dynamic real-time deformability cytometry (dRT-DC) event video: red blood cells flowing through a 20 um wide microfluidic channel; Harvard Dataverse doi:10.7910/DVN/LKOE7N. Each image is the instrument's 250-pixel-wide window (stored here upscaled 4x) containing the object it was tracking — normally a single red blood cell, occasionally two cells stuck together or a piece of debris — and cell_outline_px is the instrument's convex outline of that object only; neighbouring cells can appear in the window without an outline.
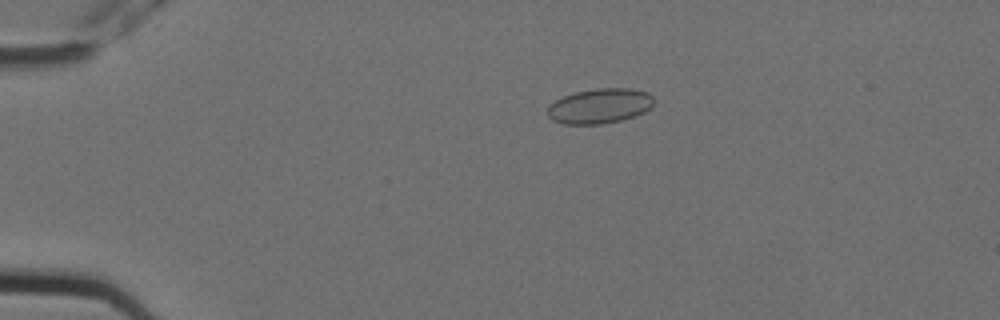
{"species": "Egyptian fruit bat (a non-hibernating species)", "species_latin": "Rousettus aegyptiacus", "temperature_condition": "cold", "stored_images_in_passage": 7, "camera_frame_rate_fps": 3000, "um_per_image_px": 0.085, "animal": {"sex": "female"}, "frame": {"image": 1, "passage_image": 4, "time_ms": 1.0, "image_size_px": [1000, 320], "cell_outline_px": [[652, 104], [644, 112], [620, 120], [600, 124], [564, 124], [552, 120], [548, 116], [548, 104], [564, 96], [576, 92], [596, 88], [632, 88], [648, 92], [652, 96]], "centroid_in_image_um": [50.94, 9.0], "position_along_channel_um": 34.1, "area_um2": 21.5}}
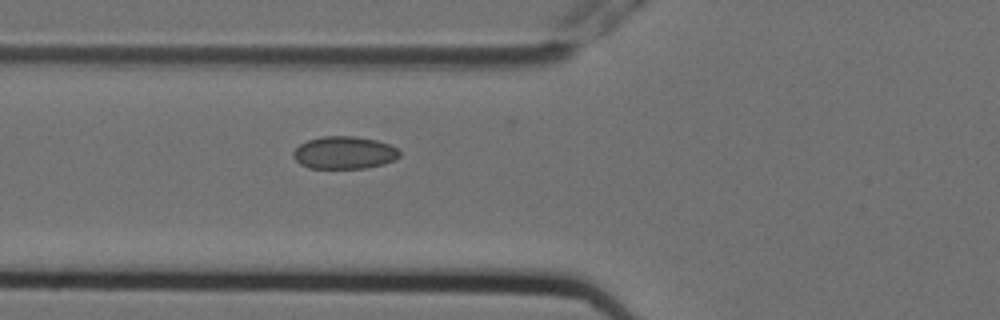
{"frame": {"image": 2, "passage_image": 7, "time_ms": 2.0, "image_size_px": [1000, 320], "cell_outline_px": [[400, 156], [396, 160], [384, 164], [368, 168], [308, 168], [300, 164], [292, 156], [292, 152], [300, 144], [308, 140], [324, 136], [356, 136], [376, 140], [388, 144], [396, 148], [400, 152]], "centroid_in_image_um": [29.27, 12.98], "position_along_channel_um": 96.5, "area_um2": 20.29}}